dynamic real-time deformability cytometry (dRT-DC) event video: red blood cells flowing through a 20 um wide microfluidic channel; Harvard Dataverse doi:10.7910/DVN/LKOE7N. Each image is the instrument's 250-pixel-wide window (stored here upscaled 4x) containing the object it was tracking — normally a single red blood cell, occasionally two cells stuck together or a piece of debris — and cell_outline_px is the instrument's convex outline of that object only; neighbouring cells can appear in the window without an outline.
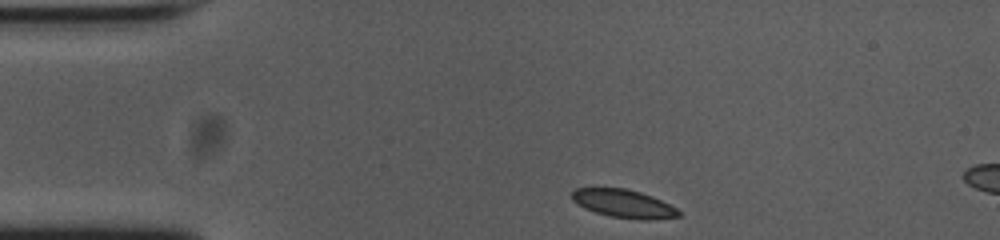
{"species": "common noctule bat (a hibernating species)", "species_latin": "Nyctalus noctula", "temperature_condition": "cold", "stored_images_in_passage": 5, "camera_frame_rate_fps": 3000, "um_per_image_px": 0.085, "animal": {"sex": "female", "body_mass_g": 23.0, "forearm_length_mm": 53.4}, "frame": {"image": 1, "passage_image": 1, "time_ms": 0.0, "image_size_px": [1000, 240], "cell_outline_px": [[680, 216], [648, 220], [644, 220], [612, 216], [596, 212], [584, 208], [572, 200], [572, 192], [576, 188], [624, 188], [640, 192], [652, 196], [676, 208], [680, 212]], "centroid_in_image_um": [53.0, 17.3], "position_along_channel_um": 32.0, "area_um2": 17.22}}